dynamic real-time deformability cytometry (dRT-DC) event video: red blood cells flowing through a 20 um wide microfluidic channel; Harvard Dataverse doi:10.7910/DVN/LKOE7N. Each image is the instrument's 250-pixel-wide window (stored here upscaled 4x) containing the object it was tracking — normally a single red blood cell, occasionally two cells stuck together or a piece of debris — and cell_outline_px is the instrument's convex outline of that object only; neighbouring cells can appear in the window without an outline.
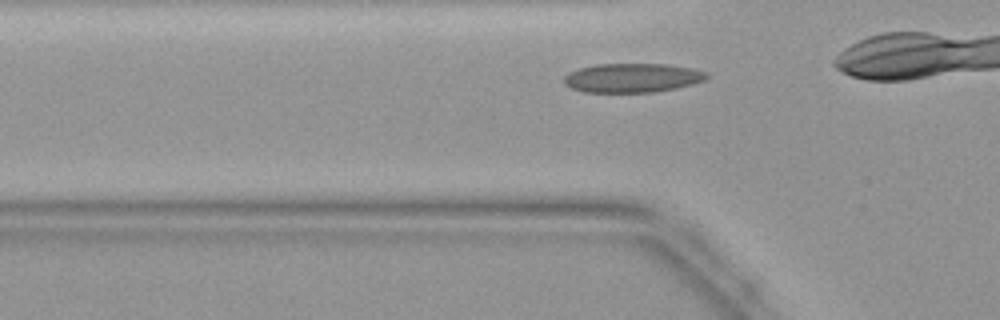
{"species": "common noctule bat (a hibernating species)", "species_latin": "Nyctalus noctula", "temperature_condition": "warm", "stored_images_in_passage": 8, "camera_frame_rate_fps": 3000, "um_per_image_px": 0.085, "animal": {"sex": "female", "body_mass_g": 19.9}, "frame": {"image": 1, "passage_image": 3, "time_ms": 0.667, "image_size_px": [1000, 320], "cell_outline_px": [[708, 76], [704, 80], [692, 84], [676, 88], [652, 92], [584, 92], [572, 88], [564, 84], [564, 76], [568, 72], [580, 68], [596, 64], [668, 64], [692, 68], [708, 72]], "centroid_in_image_um": [53.74, 6.61], "position_along_channel_um": 72.1, "area_um2": 24.22}}